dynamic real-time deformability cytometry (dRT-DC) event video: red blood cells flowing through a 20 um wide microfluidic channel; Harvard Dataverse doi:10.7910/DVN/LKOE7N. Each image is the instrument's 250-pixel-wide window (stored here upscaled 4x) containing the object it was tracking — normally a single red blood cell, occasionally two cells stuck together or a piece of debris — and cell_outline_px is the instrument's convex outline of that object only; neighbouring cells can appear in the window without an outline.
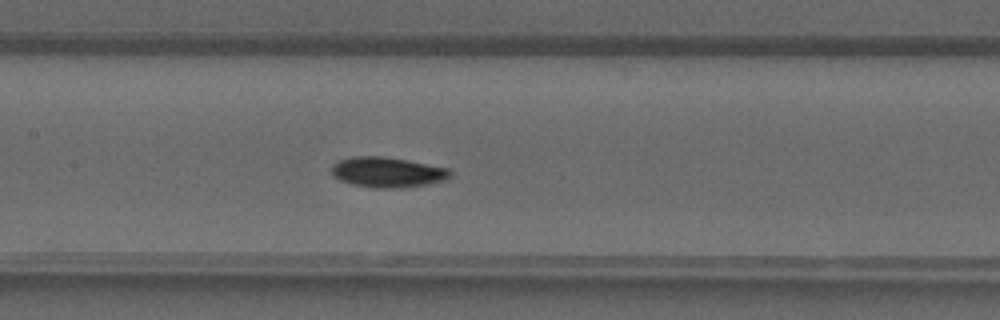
{"species": "common noctule bat (a hibernating species)", "species_latin": "Nyctalus noctula", "temperature_condition": "warm", "stored_images_in_passage": 41, "camera_frame_rate_fps": 3000, "um_per_image_px": 0.085, "animal": {"sex": "male", "forearm_length_mm": 52.5}, "frame": {"image": 1, "passage_image": 20, "time_ms": 6.333, "image_size_px": [1000, 320], "cell_outline_px": [[452, 172], [448, 180], [404, 188], [376, 188], [352, 184], [340, 180], [332, 172], [332, 164], [340, 160], [352, 156], [384, 156], [408, 160], [448, 168]], "centroid_in_image_um": [32.97, 14.64], "position_along_channel_um": 174.4, "area_um2": 20.98}}
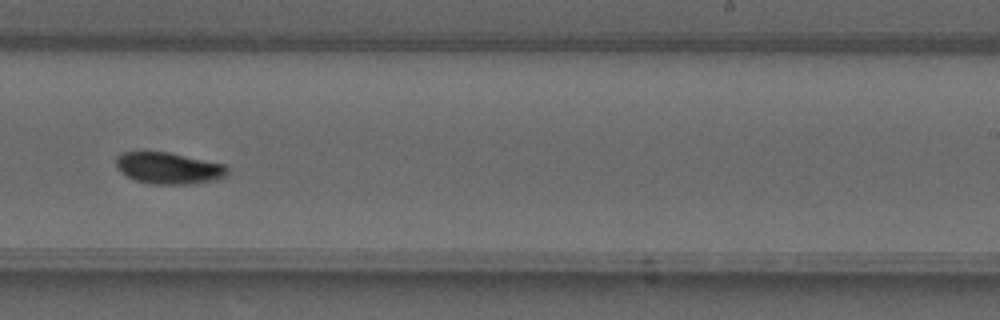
{"frame": {"image": 2, "passage_image": 26, "time_ms": 8.333, "image_size_px": [1000, 320], "cell_outline_px": [[228, 176], [216, 180], [192, 184], [152, 184], [136, 180], [120, 172], [116, 164], [116, 156], [124, 152], [168, 152], [224, 164], [228, 168]], "centroid_in_image_um": [14.36, 14.3], "position_along_channel_um": 274.6, "area_um2": 20.46}}
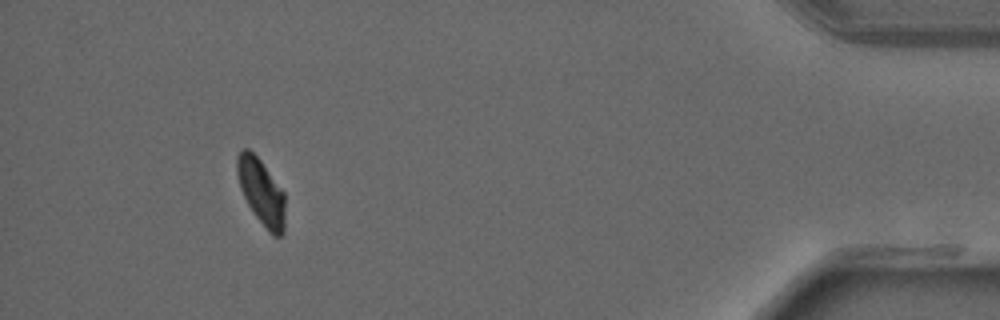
{"frame": {"image": 3, "passage_image": 38, "time_ms": 12.333, "image_size_px": [1000, 320], "cell_outline_px": [[284, 232], [280, 236], [272, 236], [268, 232], [252, 212], [240, 188], [236, 172], [236, 156], [244, 148], [248, 148], [260, 160], [284, 192]], "centroid_in_image_um": [22.19, 16.32], "position_along_channel_um": 413.0, "area_um2": 18.44}}